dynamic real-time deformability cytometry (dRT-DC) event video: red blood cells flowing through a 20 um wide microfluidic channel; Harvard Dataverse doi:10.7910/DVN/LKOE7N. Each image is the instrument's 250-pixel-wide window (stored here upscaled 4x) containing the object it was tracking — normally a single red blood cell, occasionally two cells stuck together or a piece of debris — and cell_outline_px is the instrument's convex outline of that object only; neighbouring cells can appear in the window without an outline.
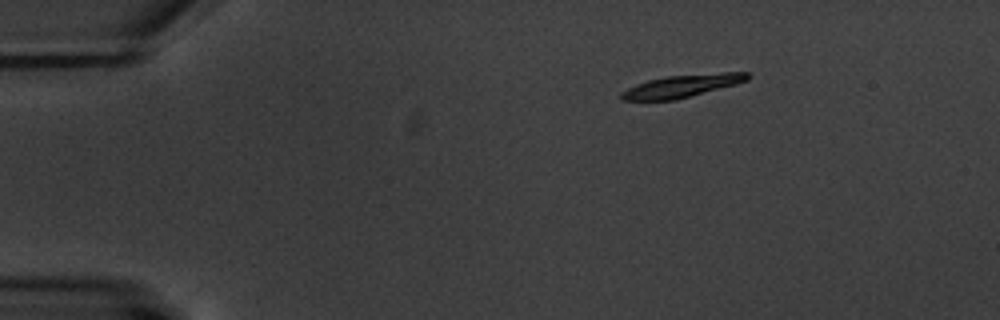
{"species": "common noctule bat (a hibernating species)", "species_latin": "Nyctalus noctula", "temperature_condition": "warm", "stored_images_in_passage": 4, "segment_of_instrument_passage": [1, 2], "camera_frame_rate_fps": 3000, "um_per_image_px": 0.085, "animal": {"sex": "male", "body_mass_g": 20.1, "forearm_length_mm": 53.5}, "frame": {"image": 1, "passage_image": 1, "time_ms": 0.0, "image_size_px": [1000, 320], "cell_outline_px": [[752, 76], [748, 80], [736, 84], [676, 100], [620, 100], [620, 92], [636, 84], [648, 80], [668, 76], [724, 72], [748, 72]], "centroid_in_image_um": [57.98, 7.31], "position_along_channel_um": 27.0, "area_um2": 16.59}}